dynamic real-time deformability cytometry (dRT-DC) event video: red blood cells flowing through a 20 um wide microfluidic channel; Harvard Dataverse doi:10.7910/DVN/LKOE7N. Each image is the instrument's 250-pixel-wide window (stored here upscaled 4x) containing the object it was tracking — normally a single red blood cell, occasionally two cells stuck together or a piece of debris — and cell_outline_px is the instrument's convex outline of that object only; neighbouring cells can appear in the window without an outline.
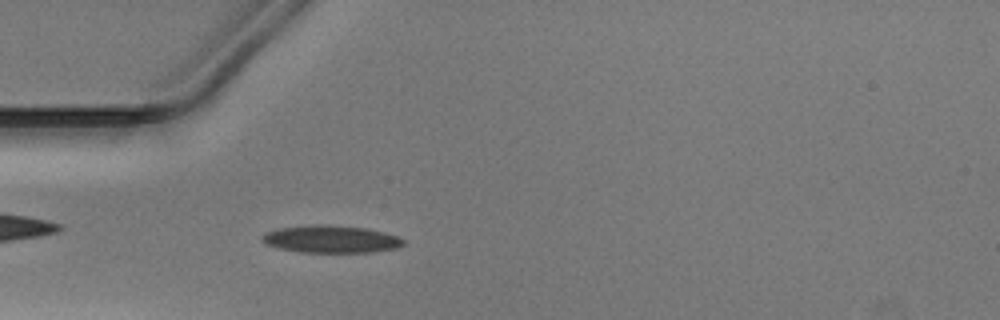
{"species": "Egyptian fruit bat (a non-hibernating species)", "species_latin": "Rousettus aegyptiacus", "temperature_condition": "warm", "stored_images_in_passage": 37, "camera_frame_rate_fps": 3000, "um_per_image_px": 0.085, "animal": {"sex": "male"}, "frame": {"image": 1, "passage_image": 1, "time_ms": 0.0, "image_size_px": [1000, 320], "cell_outline_px": [[404, 244], [396, 248], [372, 252], [300, 252], [280, 248], [268, 244], [260, 240], [260, 236], [264, 232], [276, 228], [312, 224], [320, 224], [368, 228], [384, 232], [396, 236], [404, 240]], "centroid_in_image_um": [28.09, 20.31], "position_along_channel_um": 56.9, "area_um2": 22.66}}
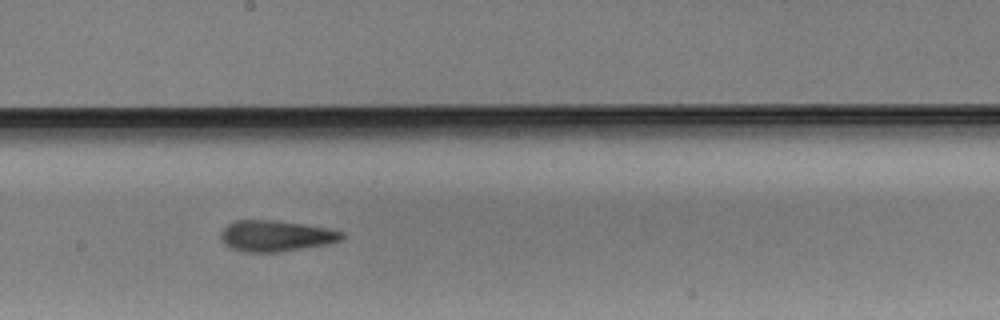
{"frame": {"image": 2, "passage_image": 14, "time_ms": 4.333, "image_size_px": [1000, 320], "cell_outline_px": [[344, 236], [340, 240], [328, 244], [280, 252], [244, 252], [232, 248], [220, 236], [220, 232], [228, 224], [236, 220], [272, 220], [304, 224], [328, 228], [344, 232]], "centroid_in_image_um": [23.48, 20.05], "position_along_channel_um": 224.7, "area_um2": 21.73}}
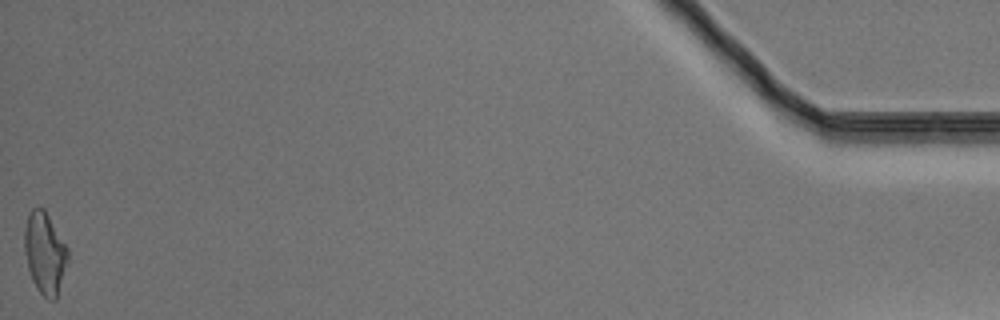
{"frame": {"image": 3, "passage_image": 37, "time_ms": 12.0, "image_size_px": [1000, 320], "cell_outline_px": [[68, 264], [56, 300], [48, 300], [36, 288], [32, 280], [28, 268], [24, 252], [24, 228], [28, 216], [32, 208], [44, 208], [68, 248]], "centroid_in_image_um": [3.82, 21.54], "position_along_channel_um": 431.4, "area_um2": 20.81}}